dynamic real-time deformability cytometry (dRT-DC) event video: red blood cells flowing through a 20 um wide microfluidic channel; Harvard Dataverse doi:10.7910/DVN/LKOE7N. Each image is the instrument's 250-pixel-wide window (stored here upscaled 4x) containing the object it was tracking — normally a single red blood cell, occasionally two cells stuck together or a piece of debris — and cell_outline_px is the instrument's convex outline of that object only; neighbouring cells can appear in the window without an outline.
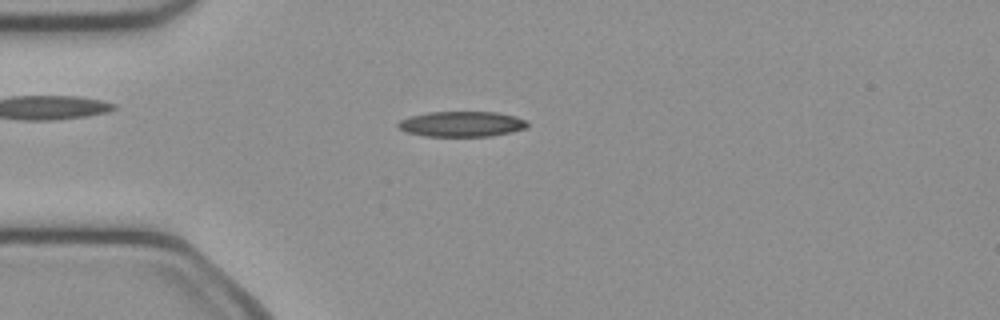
{"species": "common noctule bat (a hibernating species)", "species_latin": "Nyctalus noctula", "temperature_condition": "cold", "stored_images_in_passage": 44, "camera_frame_rate_fps": 3000, "um_per_image_px": 0.085, "animal": {"sex": "female", "body_mass_g": 21.9}, "frame": {"image": 1, "passage_image": 7, "time_ms": 2.0, "image_size_px": [1000, 320], "cell_outline_px": [[528, 124], [524, 128], [512, 132], [492, 136], [424, 136], [404, 132], [396, 124], [400, 120], [408, 116], [428, 112], [496, 112], [516, 116], [524, 120]], "centroid_in_image_um": [39.2, 10.54], "position_along_channel_um": 45.8, "area_um2": 19.19}}
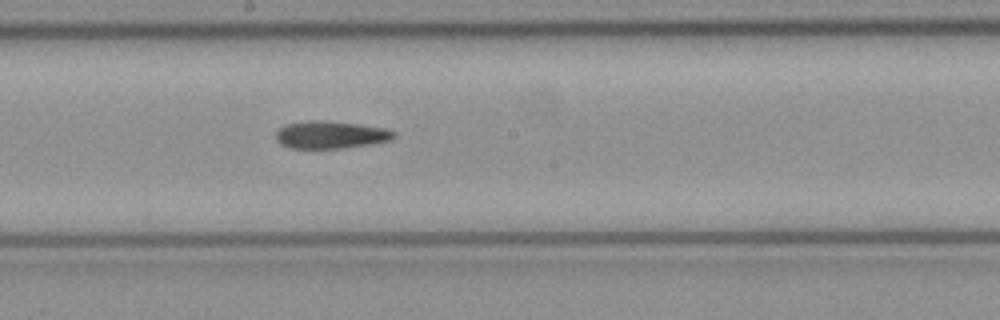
{"frame": {"image": 2, "passage_image": 21, "time_ms": 6.667, "image_size_px": [1000, 320], "cell_outline_px": [[396, 136], [392, 140], [344, 148], [292, 148], [280, 144], [276, 140], [276, 132], [280, 128], [288, 124], [308, 120], [316, 120], [356, 124], [384, 128], [396, 132]], "centroid_in_image_um": [28.1, 11.46], "position_along_channel_um": 220.1, "area_um2": 18.67}}
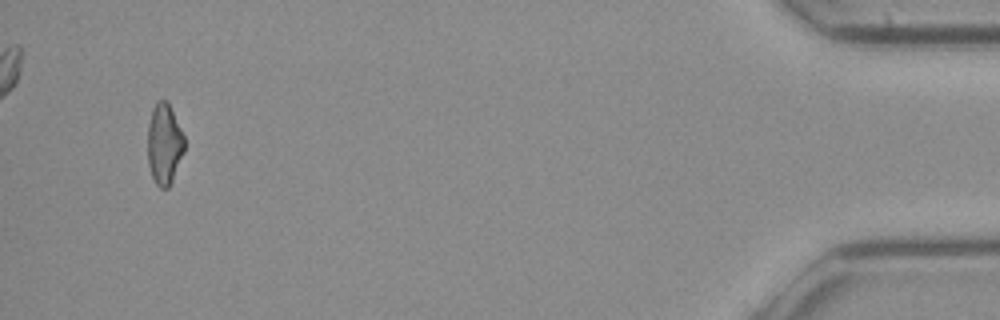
{"frame": {"image": 3, "passage_image": 42, "time_ms": 13.667, "image_size_px": [1000, 320], "cell_outline_px": [[184, 152], [172, 180], [168, 188], [160, 188], [156, 184], [152, 176], [148, 164], [148, 124], [152, 108], [156, 100], [168, 100], [184, 136]], "centroid_in_image_um": [13.96, 12.21], "position_along_channel_um": 421.2, "area_um2": 17.4}, "authors_computed_cell_mechanics": {"area_um2": 18.6405, "velocity_mm_per_s": 4.0675, "shape_relaxation_time_tau1_ms": null, "shape_relaxation_time_tau2_ms": 2.928, "deformation_change_tau1": null, "deformation_change_tau2": 0.1089}}